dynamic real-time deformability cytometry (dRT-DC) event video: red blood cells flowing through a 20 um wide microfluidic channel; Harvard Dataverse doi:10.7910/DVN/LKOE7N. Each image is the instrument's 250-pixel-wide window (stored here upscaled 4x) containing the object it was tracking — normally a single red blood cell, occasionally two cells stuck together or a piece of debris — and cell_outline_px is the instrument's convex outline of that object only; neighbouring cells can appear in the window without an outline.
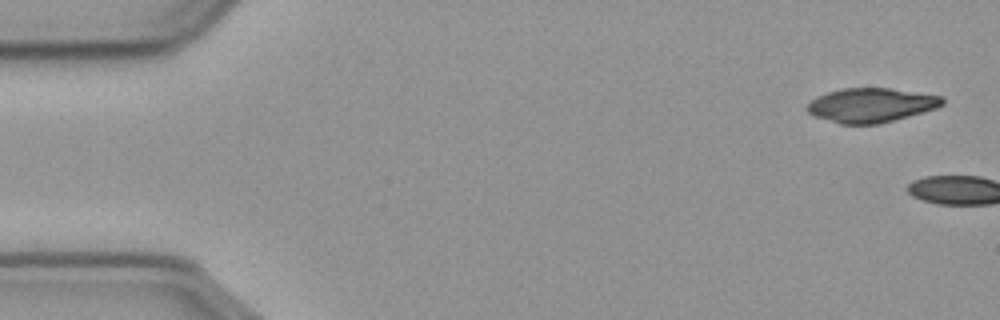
{"species": "common noctule bat (a hibernating species)", "species_latin": "Nyctalus noctula", "temperature_condition": "cold", "stored_images_in_passage": 3, "camera_frame_rate_fps": 3000, "um_per_image_px": 0.085, "animal": {"sex": "male", "body_mass_g": 23.1, "forearm_length_mm": 52.7}, "frame": {"image": 1, "passage_image": 1, "time_ms": 0.0, "image_size_px": [1000, 320], "cell_outline_px": [[944, 104], [936, 108], [880, 124], [840, 124], [816, 116], [808, 112], [808, 104], [812, 100], [828, 92], [844, 88], [892, 88], [944, 96]], "centroid_in_image_um": [74.1, 8.93], "position_along_channel_um": 10.9, "area_um2": 26.76}}